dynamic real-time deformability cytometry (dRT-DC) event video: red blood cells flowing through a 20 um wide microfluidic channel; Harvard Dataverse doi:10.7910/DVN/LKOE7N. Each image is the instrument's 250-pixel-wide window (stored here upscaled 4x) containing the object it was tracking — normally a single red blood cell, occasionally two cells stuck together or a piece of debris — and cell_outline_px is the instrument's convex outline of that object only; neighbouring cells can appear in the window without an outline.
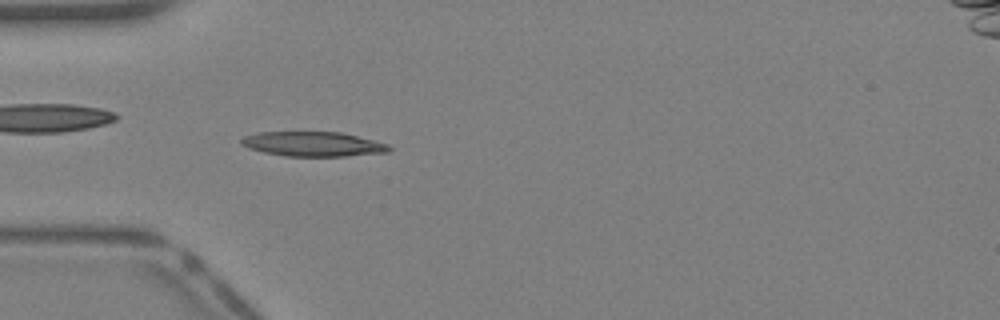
{"species": "Egyptian fruit bat (a non-hibernating species)", "species_latin": "Rousettus aegyptiacus", "temperature_condition": "warm", "stored_images_in_passage": 39, "camera_frame_rate_fps": 3000, "um_per_image_px": 0.085, "animal": {"sex": "female"}, "frame": {"image": 1, "passage_image": 12, "time_ms": 3.667, "image_size_px": [1000, 320], "cell_outline_px": [[392, 148], [388, 152], [344, 156], [284, 156], [264, 152], [248, 148], [240, 144], [240, 140], [244, 136], [256, 132], [340, 132], [388, 144]], "centroid_in_image_um": [26.56, 12.24], "position_along_channel_um": 58.4, "area_um2": 21.15}}
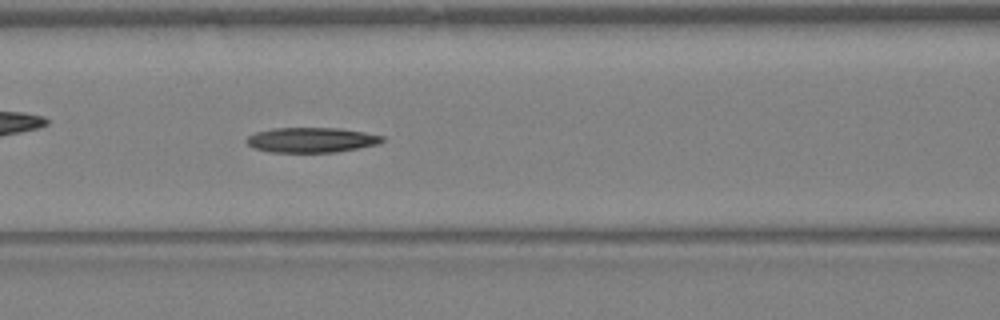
{"frame": {"image": 2, "passage_image": 17, "time_ms": 5.333, "image_size_px": [1000, 320], "cell_outline_px": [[384, 140], [380, 144], [336, 152], [272, 152], [252, 148], [244, 140], [248, 136], [256, 132], [272, 128], [340, 128], [364, 132], [384, 136]], "centroid_in_image_um": [26.47, 11.89], "position_along_channel_um": 140.1, "area_um2": 19.88}}
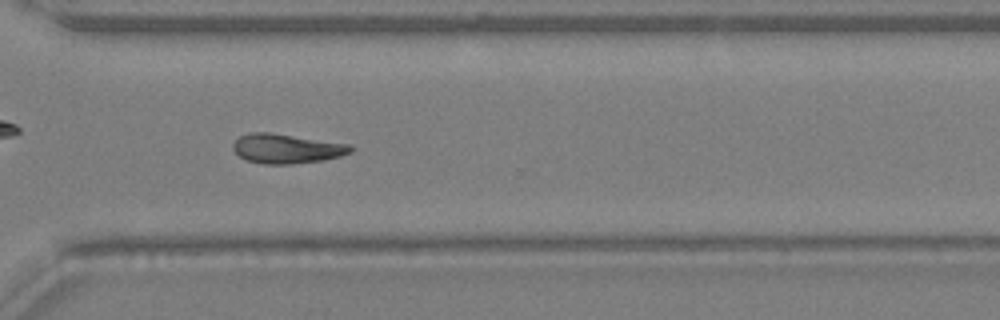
{"frame": {"image": 3, "passage_image": 29, "time_ms": 9.333, "image_size_px": [1000, 320], "cell_outline_px": [[352, 152], [340, 156], [324, 160], [292, 164], [264, 164], [248, 160], [240, 156], [232, 148], [232, 144], [240, 136], [252, 132], [268, 132], [352, 144]], "centroid_in_image_um": [24.39, 12.63], "position_along_channel_um": 346.2, "area_um2": 20.17}}